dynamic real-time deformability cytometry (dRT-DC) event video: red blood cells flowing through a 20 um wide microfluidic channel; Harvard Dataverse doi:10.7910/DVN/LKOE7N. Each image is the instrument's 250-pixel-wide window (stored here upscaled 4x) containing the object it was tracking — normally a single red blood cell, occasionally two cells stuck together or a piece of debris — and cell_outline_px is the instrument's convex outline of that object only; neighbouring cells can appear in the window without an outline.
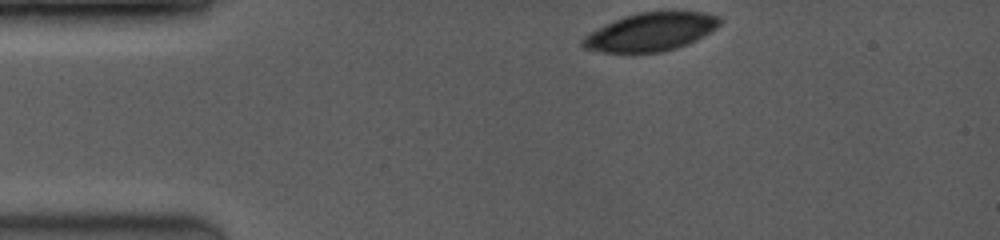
{"species": "common noctule bat (a hibernating species)", "species_latin": "Nyctalus noctula", "temperature_condition": "room temperature", "stored_images_in_passage": 3, "camera_frame_rate_fps": 3500, "um_per_image_px": 0.085, "animal": {"sex": "female", "body_mass_g": 19.0, "forearm_length_mm": 53.3}, "frame": {"image": 1, "passage_image": 1, "time_ms": 0.0, "image_size_px": [1000, 240], "cell_outline_px": [[720, 24], [716, 28], [704, 36], [688, 44], [676, 48], [660, 52], [604, 52], [584, 48], [580, 44], [580, 40], [584, 36], [624, 16], [640, 12], [704, 12], [720, 16]], "centroid_in_image_um": [55.34, 2.72], "position_along_channel_um": 29.7, "area_um2": 30.11}}